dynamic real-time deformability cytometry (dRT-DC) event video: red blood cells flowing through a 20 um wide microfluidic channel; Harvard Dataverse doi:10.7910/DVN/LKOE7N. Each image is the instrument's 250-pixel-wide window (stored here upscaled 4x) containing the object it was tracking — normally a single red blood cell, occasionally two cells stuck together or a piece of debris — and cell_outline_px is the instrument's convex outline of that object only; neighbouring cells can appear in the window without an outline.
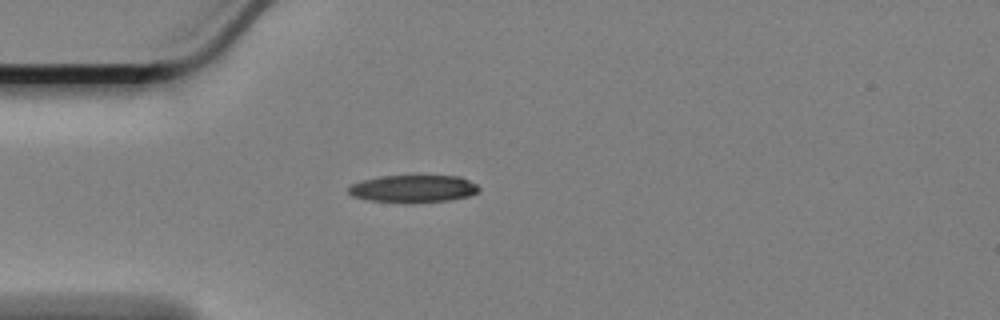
{"species": "Egyptian fruit bat (a non-hibernating species)", "species_latin": "Rousettus aegyptiacus", "temperature_condition": "cold", "stored_images_in_passage": 44, "camera_frame_rate_fps": 3000, "um_per_image_px": 0.085, "animal": {"sex": "female"}, "frame": {"image": 1, "passage_image": 1, "time_ms": 0.0, "image_size_px": [1000, 320], "cell_outline_px": [[480, 188], [476, 192], [468, 196], [448, 200], [412, 204], [404, 204], [368, 200], [352, 196], [348, 192], [348, 188], [352, 184], [364, 180], [380, 176], [460, 176], [476, 184]], "centroid_in_image_um": [35.1, 16.06], "position_along_channel_um": 49.9, "area_um2": 21.04}}
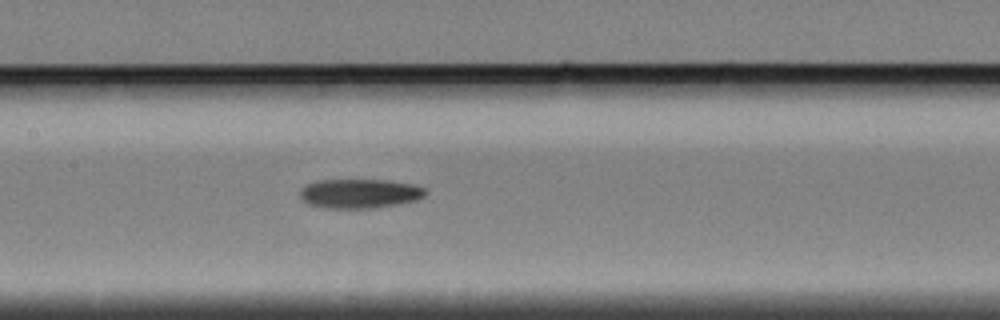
{"frame": {"image": 2, "passage_image": 13, "time_ms": 4.0, "image_size_px": [1000, 320], "cell_outline_px": [[428, 192], [424, 196], [416, 200], [396, 204], [372, 208], [324, 208], [308, 204], [300, 196], [300, 192], [308, 184], [316, 180], [388, 180], [416, 184], [428, 188]], "centroid_in_image_um": [30.64, 16.44], "position_along_channel_um": 176.8, "area_um2": 21.5}}
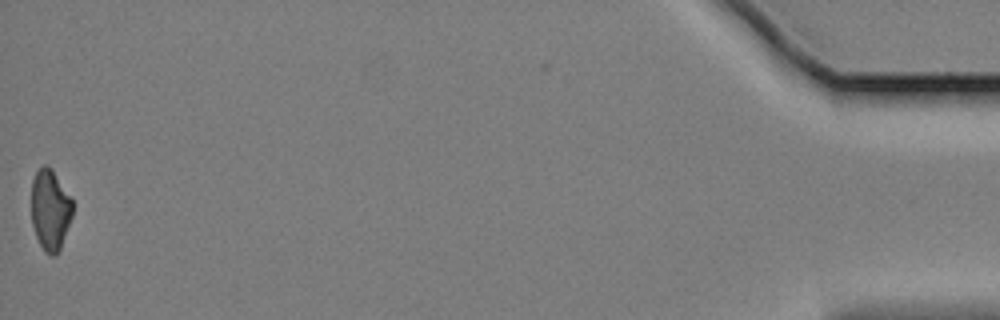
{"frame": {"image": 3, "passage_image": 44, "time_ms": 14.333, "image_size_px": [1000, 320], "cell_outline_px": [[72, 216], [60, 248], [56, 256], [52, 256], [44, 252], [36, 236], [32, 224], [32, 180], [36, 172], [44, 164], [48, 164], [52, 168], [72, 200]], "centroid_in_image_um": [4.26, 17.83], "position_along_channel_um": 430.9, "area_um2": 19.31}}